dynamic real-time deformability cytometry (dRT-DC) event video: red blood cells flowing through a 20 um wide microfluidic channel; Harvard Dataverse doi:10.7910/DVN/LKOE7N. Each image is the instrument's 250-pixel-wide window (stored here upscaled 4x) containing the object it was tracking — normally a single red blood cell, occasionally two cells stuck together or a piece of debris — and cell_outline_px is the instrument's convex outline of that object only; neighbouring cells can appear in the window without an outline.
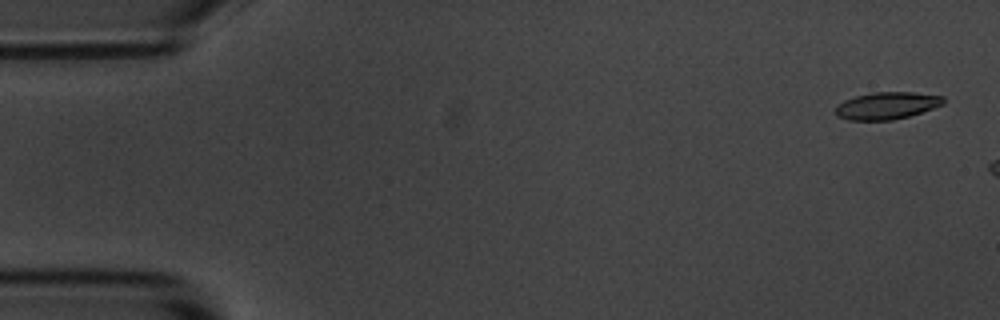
{"species": "common noctule bat (a hibernating species)", "species_latin": "Nyctalus noctula", "temperature_condition": "room temperature", "stored_images_in_passage": 7, "camera_frame_rate_fps": 3000, "um_per_image_px": 0.085, "animal": {"sex": "male", "body_mass_g": 20.1, "forearm_length_mm": 53.5}, "frame": {"image": 1, "passage_image": 2, "time_ms": 0.333, "image_size_px": [1000, 320], "cell_outline_px": [[944, 104], [908, 116], [892, 120], [848, 120], [836, 116], [836, 104], [844, 100], [856, 96], [872, 92], [912, 92], [944, 96]], "centroid_in_image_um": [75.35, 8.97], "position_along_channel_um": 9.7, "area_um2": 17.05}}